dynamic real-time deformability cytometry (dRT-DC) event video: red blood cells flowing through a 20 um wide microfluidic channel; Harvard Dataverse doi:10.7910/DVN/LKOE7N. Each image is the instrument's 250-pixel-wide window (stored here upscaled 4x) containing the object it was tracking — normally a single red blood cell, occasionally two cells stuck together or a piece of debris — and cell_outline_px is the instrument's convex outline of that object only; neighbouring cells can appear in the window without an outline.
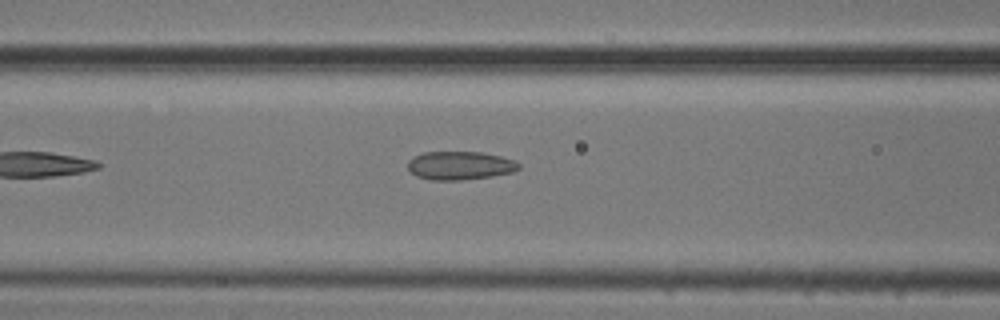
{"species": "common noctule bat (a hibernating species)", "species_latin": "Nyctalus noctula", "temperature_condition": "cold", "stored_images_in_passage": 37, "camera_frame_rate_fps": 3000, "um_per_image_px": 0.085, "animal": {"sex": "male", "body_mass_g": 20.5, "forearm_length_mm": 52.5}, "frame": {"image": 1, "passage_image": 5, "time_ms": 1.333, "image_size_px": [1000, 320], "cell_outline_px": [[520, 168], [512, 172], [492, 176], [460, 180], [432, 180], [416, 176], [408, 168], [408, 160], [424, 152], [480, 152], [500, 156], [516, 160], [520, 164]], "centroid_in_image_um": [39.12, 14.07], "position_along_channel_um": 127.5, "area_um2": 18.32}}
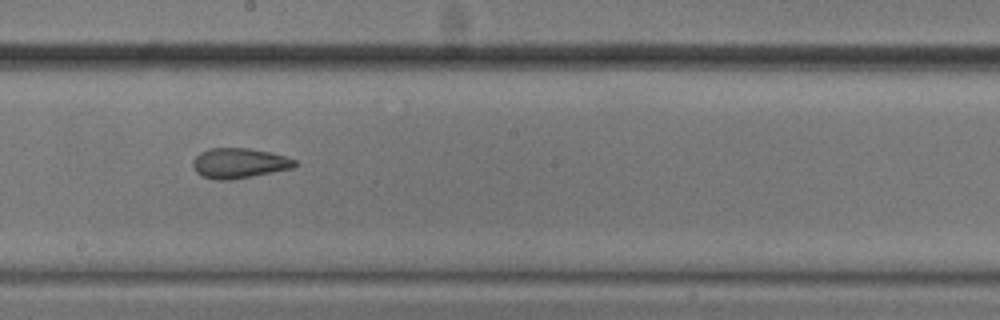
{"frame": {"image": 2, "passage_image": 13, "time_ms": 4.0, "image_size_px": [1000, 320], "cell_outline_px": [[296, 164], [292, 168], [232, 180], [216, 180], [200, 176], [196, 172], [192, 164], [192, 160], [200, 152], [208, 148], [248, 148], [272, 152], [296, 160]], "centroid_in_image_um": [20.28, 13.87], "position_along_channel_um": 227.9, "area_um2": 17.98}}
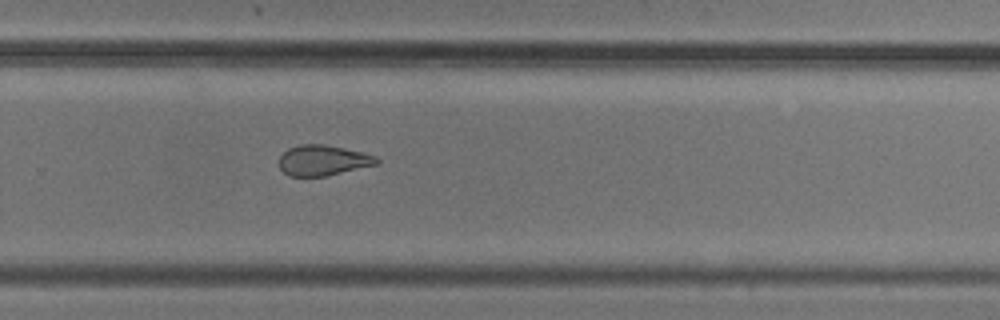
{"frame": {"image": 3, "passage_image": 19, "time_ms": 6.0, "image_size_px": [1000, 320], "cell_outline_px": [[380, 164], [328, 176], [288, 176], [280, 168], [280, 156], [288, 148], [300, 144], [324, 144], [344, 148], [376, 156], [380, 160]], "centroid_in_image_um": [27.48, 13.64], "position_along_channel_um": 302.3, "area_um2": 17.46}}